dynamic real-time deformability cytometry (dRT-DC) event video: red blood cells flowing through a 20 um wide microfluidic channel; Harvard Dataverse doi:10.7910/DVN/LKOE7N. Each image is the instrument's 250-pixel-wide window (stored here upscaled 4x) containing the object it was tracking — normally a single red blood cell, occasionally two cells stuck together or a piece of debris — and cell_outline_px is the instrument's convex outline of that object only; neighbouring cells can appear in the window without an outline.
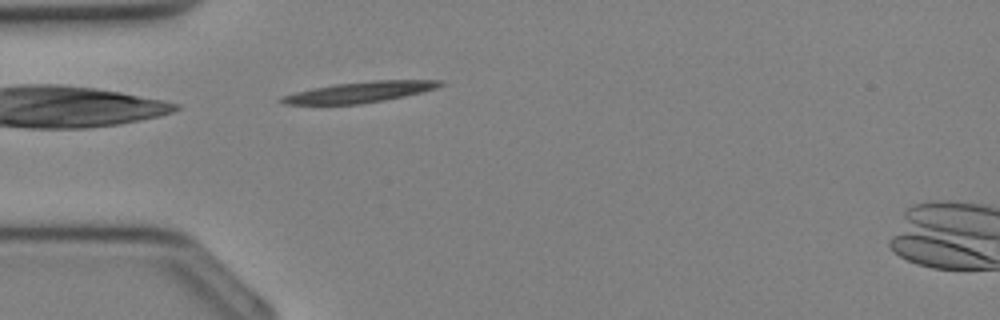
{"species": "Egyptian fruit bat (a non-hibernating species)", "species_latin": "Rousettus aegyptiacus", "temperature_condition": "cold", "stored_images_in_passage": 7, "camera_frame_rate_fps": 3000, "um_per_image_px": 0.085, "animal": {"sex": "female"}, "frame": {"image": 1, "passage_image": 7, "time_ms": 2.0, "image_size_px": [1000, 320], "cell_outline_px": [[444, 84], [436, 88], [404, 96], [384, 100], [360, 104], [284, 104], [276, 100], [280, 96], [312, 88], [336, 84], [372, 80], [444, 80]], "centroid_in_image_um": [30.55, 7.82], "position_along_channel_um": 54.4, "area_um2": 19.13}}